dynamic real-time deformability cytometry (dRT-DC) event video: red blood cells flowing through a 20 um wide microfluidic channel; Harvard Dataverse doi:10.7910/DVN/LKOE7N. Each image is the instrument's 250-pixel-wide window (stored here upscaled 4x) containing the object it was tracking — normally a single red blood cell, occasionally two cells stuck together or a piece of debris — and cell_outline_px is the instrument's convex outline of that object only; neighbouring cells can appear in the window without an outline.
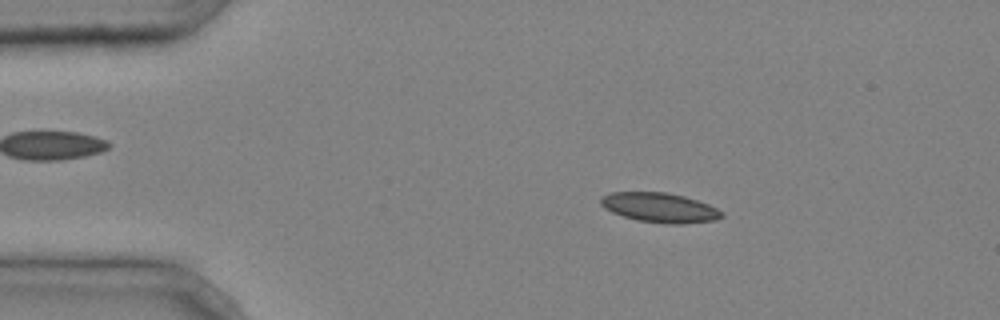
{"species": "common noctule bat (a hibernating species)", "species_latin": "Nyctalus noctula", "temperature_condition": "cold", "stored_images_in_passage": 3, "camera_frame_rate_fps": 3000, "um_per_image_px": 0.085, "animal": {"sex": "male", "body_mass_g": 20.4}, "frame": {"image": 1, "passage_image": 1, "time_ms": 0.0, "image_size_px": [1000, 320], "cell_outline_px": [[724, 216], [716, 220], [680, 224], [668, 224], [636, 220], [612, 212], [604, 208], [600, 204], [600, 196], [612, 192], [668, 192], [684, 196], [708, 204], [724, 212]], "centroid_in_image_um": [56.07, 17.64], "position_along_channel_um": 28.9, "area_um2": 20.98}}
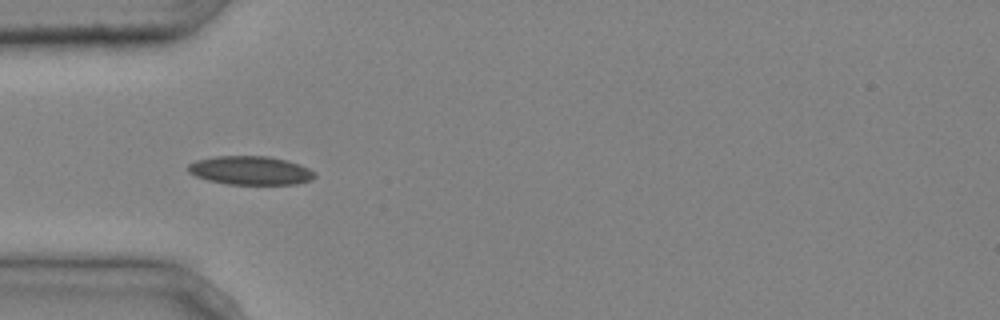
{"frame": {"image": 2, "passage_image": 2, "time_ms": 0.333, "image_size_px": [1000, 320], "cell_outline_px": [[316, 176], [312, 180], [296, 184], [228, 184], [208, 180], [196, 176], [188, 172], [188, 164], [196, 160], [216, 156], [268, 156], [300, 164], [316, 172]], "centroid_in_image_um": [21.3, 14.49], "position_along_channel_um": 63.7, "area_um2": 21.15}}